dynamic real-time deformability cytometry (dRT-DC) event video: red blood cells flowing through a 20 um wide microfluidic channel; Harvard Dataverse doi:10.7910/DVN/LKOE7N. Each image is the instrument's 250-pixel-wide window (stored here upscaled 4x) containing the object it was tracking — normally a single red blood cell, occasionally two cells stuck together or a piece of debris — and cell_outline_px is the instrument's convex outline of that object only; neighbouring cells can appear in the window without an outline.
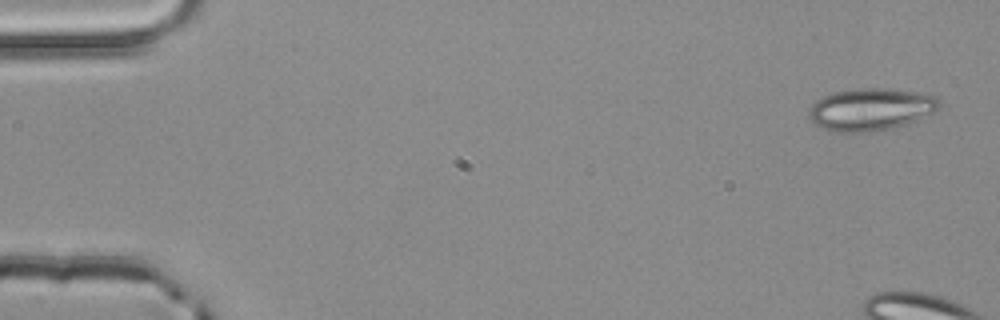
{"species": "common noctule bat (a hibernating species)", "species_latin": "Nyctalus noctula", "temperature_condition": "room temperature", "stored_images_in_passage": 4, "camera_frame_rate_fps": 3000, "um_per_image_px": 0.085, "animal": {"sex": "male", "body_mass_g": 20.4}, "frame": {"image": 1, "passage_image": 1, "time_ms": 0.0, "image_size_px": [1000, 320], "cell_outline_px": [[940, 108], [936, 112], [916, 120], [904, 124], [888, 128], [868, 132], [832, 132], [820, 128], [808, 116], [808, 112], [812, 104], [816, 100], [832, 92], [856, 88], [888, 88], [916, 92], [936, 96], [940, 100]], "centroid_in_image_um": [74.01, 9.29], "position_along_channel_um": 11.0, "area_um2": 32.31}}